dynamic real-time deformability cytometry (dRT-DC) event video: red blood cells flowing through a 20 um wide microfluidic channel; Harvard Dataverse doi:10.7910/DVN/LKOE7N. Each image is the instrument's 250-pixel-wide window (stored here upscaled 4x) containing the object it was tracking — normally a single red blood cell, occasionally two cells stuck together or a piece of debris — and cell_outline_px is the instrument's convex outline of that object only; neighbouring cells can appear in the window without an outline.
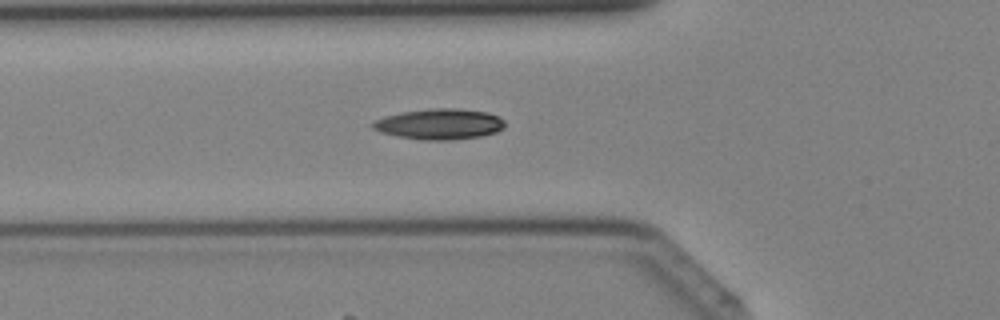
{"species": "Egyptian fruit bat (a non-hibernating species)", "species_latin": "Rousettus aegyptiacus", "temperature_condition": "cold", "stored_images_in_passage": 36, "segment_of_instrument_passage": [1, 2], "camera_frame_rate_fps": 3000, "um_per_image_px": 0.085, "animal": {"sex": "female"}, "frame": {"image": 1, "passage_image": 9, "time_ms": 2.667, "image_size_px": [1000, 320], "cell_outline_px": [[504, 128], [496, 132], [480, 136], [448, 140], [424, 140], [396, 136], [380, 132], [372, 128], [372, 120], [384, 116], [400, 112], [432, 108], [456, 108], [488, 112], [500, 116], [504, 120]], "centroid_in_image_um": [37.34, 10.54], "position_along_channel_um": 88.5, "area_um2": 23.81}}
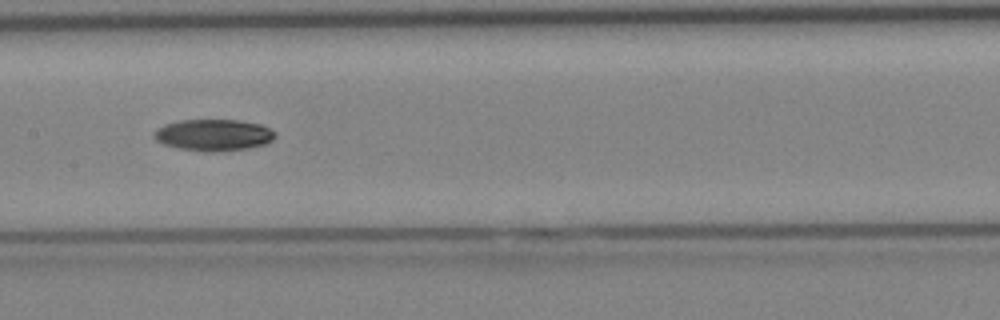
{"frame": {"image": 2, "passage_image": 15, "time_ms": 4.667, "image_size_px": [1000, 320], "cell_outline_px": [[276, 136], [272, 140], [264, 144], [244, 148], [180, 148], [164, 144], [156, 140], [152, 136], [156, 128], [164, 124], [180, 120], [240, 120], [260, 124], [276, 132]], "centroid_in_image_um": [18.13, 11.4], "position_along_channel_um": 189.3, "area_um2": 21.15}}
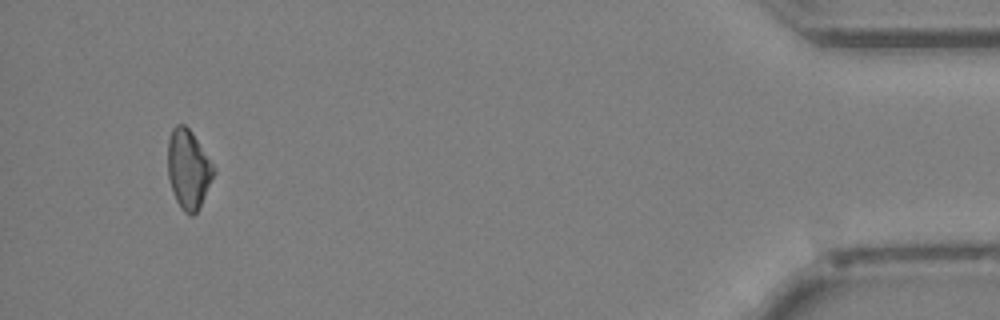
{"frame": {"image": 3, "passage_image": 33, "time_ms": 10.667, "image_size_px": [1000, 320], "cell_outline_px": [[216, 172], [196, 212], [192, 216], [184, 212], [180, 208], [176, 200], [168, 176], [168, 140], [172, 128], [176, 124], [184, 124], [192, 132], [216, 168]], "centroid_in_image_um": [16.01, 14.35], "position_along_channel_um": 419.2, "area_um2": 21.04}}